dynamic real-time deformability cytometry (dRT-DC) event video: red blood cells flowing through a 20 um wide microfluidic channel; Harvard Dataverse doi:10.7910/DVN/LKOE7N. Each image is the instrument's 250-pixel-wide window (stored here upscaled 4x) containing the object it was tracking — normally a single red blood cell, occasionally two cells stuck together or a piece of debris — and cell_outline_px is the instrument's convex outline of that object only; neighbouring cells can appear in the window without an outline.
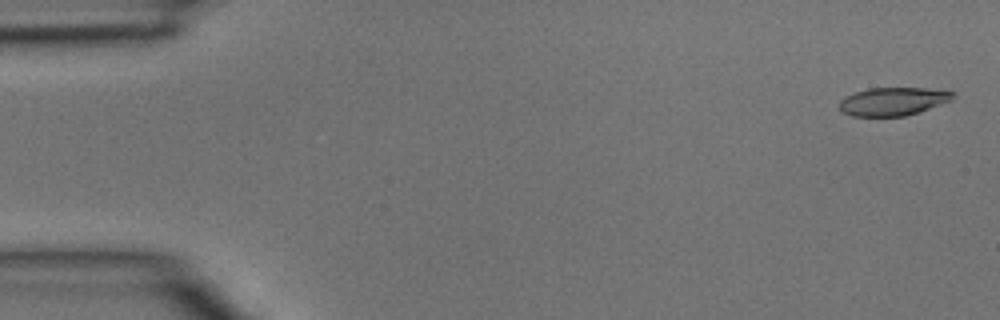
{"species": "common noctule bat (a hibernating species)", "species_latin": "Nyctalus noctula", "temperature_condition": "room temperature", "stored_images_in_passage": 4, "camera_frame_rate_fps": 3000, "um_per_image_px": 0.085, "animal": {"sex": "male", "body_mass_g": 15.6}, "frame": {"image": 1, "passage_image": 1, "time_ms": 0.0, "image_size_px": [1000, 320], "cell_outline_px": [[952, 100], [920, 112], [904, 116], [852, 116], [844, 112], [840, 108], [840, 100], [844, 96], [868, 88], [924, 88], [952, 92]], "centroid_in_image_um": [75.88, 8.62], "position_along_channel_um": 9.1, "area_um2": 18.44}}